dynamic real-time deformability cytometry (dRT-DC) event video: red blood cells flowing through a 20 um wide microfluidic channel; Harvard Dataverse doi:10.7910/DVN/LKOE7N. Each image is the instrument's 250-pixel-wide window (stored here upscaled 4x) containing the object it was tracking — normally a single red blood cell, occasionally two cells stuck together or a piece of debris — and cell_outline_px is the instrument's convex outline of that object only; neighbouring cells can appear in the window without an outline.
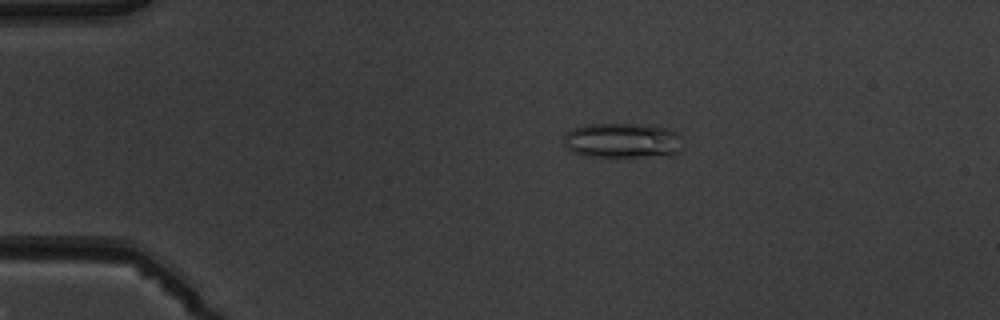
{"species": "common noctule bat (a hibernating species)", "species_latin": "Nyctalus noctula", "temperature_condition": "warm", "stored_images_in_passage": 5, "camera_frame_rate_fps": 3000, "um_per_image_px": 0.085, "animal": {"sex": "male", "body_mass_g": 19.5, "forearm_length_mm": 54.6}, "frame": {"image": 1, "passage_image": 4, "time_ms": 3.333, "image_size_px": [1000, 320], "cell_outline_px": [[680, 152], [672, 156], [584, 156], [572, 152], [564, 148], [564, 132], [572, 128], [584, 124], [648, 124], [668, 128], [676, 132], [680, 136]], "centroid_in_image_um": [52.88, 11.93], "position_along_channel_um": 32.1, "area_um2": 24.74}}